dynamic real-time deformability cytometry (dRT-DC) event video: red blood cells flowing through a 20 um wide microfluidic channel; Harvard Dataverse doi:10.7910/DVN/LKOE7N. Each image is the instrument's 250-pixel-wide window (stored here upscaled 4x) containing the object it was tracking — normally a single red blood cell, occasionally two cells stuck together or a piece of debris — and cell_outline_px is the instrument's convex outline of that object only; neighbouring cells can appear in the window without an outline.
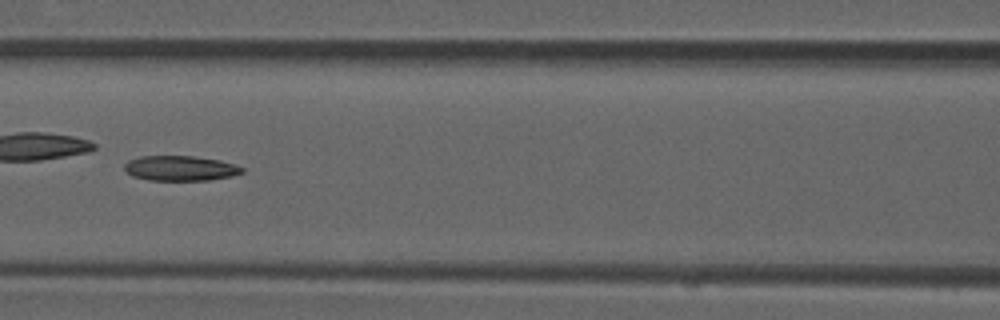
{"species": "common noctule bat (a hibernating species)", "species_latin": "Nyctalus noctula", "temperature_condition": "room temperature", "stored_images_in_passage": 50, "camera_frame_rate_fps": 3000, "um_per_image_px": 0.085, "animal": {"sex": "male", "forearm_length_mm": 52.5}, "frame": {"image": 1, "passage_image": 22, "time_ms": 7.0, "image_size_px": [1000, 320], "cell_outline_px": [[244, 172], [232, 176], [208, 180], [148, 180], [132, 176], [124, 168], [124, 164], [128, 160], [140, 156], [192, 156], [220, 160], [236, 164], [244, 168]], "centroid_in_image_um": [15.34, 14.3], "position_along_channel_um": 151.3, "area_um2": 17.22}}